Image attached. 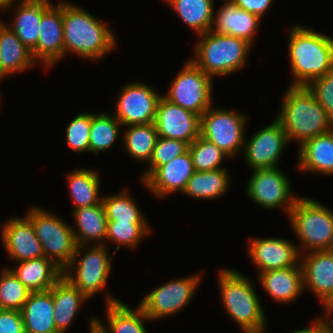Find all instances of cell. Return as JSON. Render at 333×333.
Returning a JSON list of instances; mask_svg holds the SVG:
<instances>
[{
	"instance_id": "cell-1",
	"label": "cell",
	"mask_w": 333,
	"mask_h": 333,
	"mask_svg": "<svg viewBox=\"0 0 333 333\" xmlns=\"http://www.w3.org/2000/svg\"><path fill=\"white\" fill-rule=\"evenodd\" d=\"M109 25L75 4L63 1V36L65 54L98 61L111 53L117 45Z\"/></svg>"
},
{
	"instance_id": "cell-2",
	"label": "cell",
	"mask_w": 333,
	"mask_h": 333,
	"mask_svg": "<svg viewBox=\"0 0 333 333\" xmlns=\"http://www.w3.org/2000/svg\"><path fill=\"white\" fill-rule=\"evenodd\" d=\"M290 86H307L333 71V37L302 25L289 29Z\"/></svg>"
},
{
	"instance_id": "cell-3",
	"label": "cell",
	"mask_w": 333,
	"mask_h": 333,
	"mask_svg": "<svg viewBox=\"0 0 333 333\" xmlns=\"http://www.w3.org/2000/svg\"><path fill=\"white\" fill-rule=\"evenodd\" d=\"M281 101L276 119L289 142L297 141L300 147L305 141L331 131L332 119L306 86H289Z\"/></svg>"
},
{
	"instance_id": "cell-4",
	"label": "cell",
	"mask_w": 333,
	"mask_h": 333,
	"mask_svg": "<svg viewBox=\"0 0 333 333\" xmlns=\"http://www.w3.org/2000/svg\"><path fill=\"white\" fill-rule=\"evenodd\" d=\"M217 278L223 308L242 333L265 332L266 313L251 279L231 268L220 269Z\"/></svg>"
},
{
	"instance_id": "cell-5",
	"label": "cell",
	"mask_w": 333,
	"mask_h": 333,
	"mask_svg": "<svg viewBox=\"0 0 333 333\" xmlns=\"http://www.w3.org/2000/svg\"><path fill=\"white\" fill-rule=\"evenodd\" d=\"M194 56L190 59L207 75L225 77L247 64L253 47L246 40L234 36L207 31L198 35Z\"/></svg>"
},
{
	"instance_id": "cell-6",
	"label": "cell",
	"mask_w": 333,
	"mask_h": 333,
	"mask_svg": "<svg viewBox=\"0 0 333 333\" xmlns=\"http://www.w3.org/2000/svg\"><path fill=\"white\" fill-rule=\"evenodd\" d=\"M300 254L333 248V211L321 202L299 197L289 215Z\"/></svg>"
},
{
	"instance_id": "cell-7",
	"label": "cell",
	"mask_w": 333,
	"mask_h": 333,
	"mask_svg": "<svg viewBox=\"0 0 333 333\" xmlns=\"http://www.w3.org/2000/svg\"><path fill=\"white\" fill-rule=\"evenodd\" d=\"M91 246V247H90ZM77 245L74 257L63 270V277L78 288L89 300L106 290L113 257L106 244ZM87 251L81 257V251ZM80 256V257H79Z\"/></svg>"
},
{
	"instance_id": "cell-8",
	"label": "cell",
	"mask_w": 333,
	"mask_h": 333,
	"mask_svg": "<svg viewBox=\"0 0 333 333\" xmlns=\"http://www.w3.org/2000/svg\"><path fill=\"white\" fill-rule=\"evenodd\" d=\"M56 215L42 207L31 206L25 216L33 225L45 257L63 271L72 261L77 244L72 225Z\"/></svg>"
},
{
	"instance_id": "cell-9",
	"label": "cell",
	"mask_w": 333,
	"mask_h": 333,
	"mask_svg": "<svg viewBox=\"0 0 333 333\" xmlns=\"http://www.w3.org/2000/svg\"><path fill=\"white\" fill-rule=\"evenodd\" d=\"M247 116L238 111L211 106L200 116V136L213 142L229 158L243 152Z\"/></svg>"
},
{
	"instance_id": "cell-10",
	"label": "cell",
	"mask_w": 333,
	"mask_h": 333,
	"mask_svg": "<svg viewBox=\"0 0 333 333\" xmlns=\"http://www.w3.org/2000/svg\"><path fill=\"white\" fill-rule=\"evenodd\" d=\"M213 78L190 58L162 94L168 101L201 116L213 103Z\"/></svg>"
},
{
	"instance_id": "cell-11",
	"label": "cell",
	"mask_w": 333,
	"mask_h": 333,
	"mask_svg": "<svg viewBox=\"0 0 333 333\" xmlns=\"http://www.w3.org/2000/svg\"><path fill=\"white\" fill-rule=\"evenodd\" d=\"M202 275L203 271L185 278L170 280L146 294L138 305L151 321L174 315L193 300Z\"/></svg>"
},
{
	"instance_id": "cell-12",
	"label": "cell",
	"mask_w": 333,
	"mask_h": 333,
	"mask_svg": "<svg viewBox=\"0 0 333 333\" xmlns=\"http://www.w3.org/2000/svg\"><path fill=\"white\" fill-rule=\"evenodd\" d=\"M290 180L279 167L253 170L248 180L246 195L262 208H281L287 217L300 197L295 195ZM292 189V190H291Z\"/></svg>"
},
{
	"instance_id": "cell-13",
	"label": "cell",
	"mask_w": 333,
	"mask_h": 333,
	"mask_svg": "<svg viewBox=\"0 0 333 333\" xmlns=\"http://www.w3.org/2000/svg\"><path fill=\"white\" fill-rule=\"evenodd\" d=\"M162 93L144 82H128L116 97L114 116L122 126L154 122Z\"/></svg>"
},
{
	"instance_id": "cell-14",
	"label": "cell",
	"mask_w": 333,
	"mask_h": 333,
	"mask_svg": "<svg viewBox=\"0 0 333 333\" xmlns=\"http://www.w3.org/2000/svg\"><path fill=\"white\" fill-rule=\"evenodd\" d=\"M289 143L281 123L275 120L258 130L248 140L245 138L243 154L251 170L278 167L280 157Z\"/></svg>"
},
{
	"instance_id": "cell-15",
	"label": "cell",
	"mask_w": 333,
	"mask_h": 333,
	"mask_svg": "<svg viewBox=\"0 0 333 333\" xmlns=\"http://www.w3.org/2000/svg\"><path fill=\"white\" fill-rule=\"evenodd\" d=\"M246 250L259 274L295 267L300 263L297 245L285 238L251 237Z\"/></svg>"
},
{
	"instance_id": "cell-16",
	"label": "cell",
	"mask_w": 333,
	"mask_h": 333,
	"mask_svg": "<svg viewBox=\"0 0 333 333\" xmlns=\"http://www.w3.org/2000/svg\"><path fill=\"white\" fill-rule=\"evenodd\" d=\"M300 264L304 290L312 291L324 312H329L333 308V253L330 250L303 253Z\"/></svg>"
},
{
	"instance_id": "cell-17",
	"label": "cell",
	"mask_w": 333,
	"mask_h": 333,
	"mask_svg": "<svg viewBox=\"0 0 333 333\" xmlns=\"http://www.w3.org/2000/svg\"><path fill=\"white\" fill-rule=\"evenodd\" d=\"M33 59L45 68L64 58L63 1L50 5L42 14L39 39L31 51Z\"/></svg>"
},
{
	"instance_id": "cell-18",
	"label": "cell",
	"mask_w": 333,
	"mask_h": 333,
	"mask_svg": "<svg viewBox=\"0 0 333 333\" xmlns=\"http://www.w3.org/2000/svg\"><path fill=\"white\" fill-rule=\"evenodd\" d=\"M154 124L159 137L181 140L188 145L200 136V116L163 95L157 104Z\"/></svg>"
},
{
	"instance_id": "cell-19",
	"label": "cell",
	"mask_w": 333,
	"mask_h": 333,
	"mask_svg": "<svg viewBox=\"0 0 333 333\" xmlns=\"http://www.w3.org/2000/svg\"><path fill=\"white\" fill-rule=\"evenodd\" d=\"M3 246L15 262L45 257L31 221L26 217H13L2 225Z\"/></svg>"
},
{
	"instance_id": "cell-20",
	"label": "cell",
	"mask_w": 333,
	"mask_h": 333,
	"mask_svg": "<svg viewBox=\"0 0 333 333\" xmlns=\"http://www.w3.org/2000/svg\"><path fill=\"white\" fill-rule=\"evenodd\" d=\"M195 172L189 150L167 164L159 166L142 185L157 198L183 192Z\"/></svg>"
},
{
	"instance_id": "cell-21",
	"label": "cell",
	"mask_w": 333,
	"mask_h": 333,
	"mask_svg": "<svg viewBox=\"0 0 333 333\" xmlns=\"http://www.w3.org/2000/svg\"><path fill=\"white\" fill-rule=\"evenodd\" d=\"M105 293V318L108 326L96 317L95 333H147L144 323L151 320L139 305L136 309H131L107 290Z\"/></svg>"
},
{
	"instance_id": "cell-22",
	"label": "cell",
	"mask_w": 333,
	"mask_h": 333,
	"mask_svg": "<svg viewBox=\"0 0 333 333\" xmlns=\"http://www.w3.org/2000/svg\"><path fill=\"white\" fill-rule=\"evenodd\" d=\"M223 3L217 9V13L214 14L211 31L217 34L241 38L253 45L261 18L244 9H240L232 0H223Z\"/></svg>"
},
{
	"instance_id": "cell-23",
	"label": "cell",
	"mask_w": 333,
	"mask_h": 333,
	"mask_svg": "<svg viewBox=\"0 0 333 333\" xmlns=\"http://www.w3.org/2000/svg\"><path fill=\"white\" fill-rule=\"evenodd\" d=\"M14 0L4 11L15 8L11 25L6 24L31 51L39 39L40 22L43 12L52 4L51 0ZM16 4V5H15Z\"/></svg>"
},
{
	"instance_id": "cell-24",
	"label": "cell",
	"mask_w": 333,
	"mask_h": 333,
	"mask_svg": "<svg viewBox=\"0 0 333 333\" xmlns=\"http://www.w3.org/2000/svg\"><path fill=\"white\" fill-rule=\"evenodd\" d=\"M258 281L268 296L277 303L289 304L304 291L303 270L295 267L270 270L258 274Z\"/></svg>"
},
{
	"instance_id": "cell-25",
	"label": "cell",
	"mask_w": 333,
	"mask_h": 333,
	"mask_svg": "<svg viewBox=\"0 0 333 333\" xmlns=\"http://www.w3.org/2000/svg\"><path fill=\"white\" fill-rule=\"evenodd\" d=\"M300 171L333 176V132L332 130L305 141L298 152Z\"/></svg>"
},
{
	"instance_id": "cell-26",
	"label": "cell",
	"mask_w": 333,
	"mask_h": 333,
	"mask_svg": "<svg viewBox=\"0 0 333 333\" xmlns=\"http://www.w3.org/2000/svg\"><path fill=\"white\" fill-rule=\"evenodd\" d=\"M35 65L31 50L0 20V75L5 79Z\"/></svg>"
},
{
	"instance_id": "cell-27",
	"label": "cell",
	"mask_w": 333,
	"mask_h": 333,
	"mask_svg": "<svg viewBox=\"0 0 333 333\" xmlns=\"http://www.w3.org/2000/svg\"><path fill=\"white\" fill-rule=\"evenodd\" d=\"M54 306V322L59 333H67L78 310L88 298L63 276L49 289Z\"/></svg>"
},
{
	"instance_id": "cell-28",
	"label": "cell",
	"mask_w": 333,
	"mask_h": 333,
	"mask_svg": "<svg viewBox=\"0 0 333 333\" xmlns=\"http://www.w3.org/2000/svg\"><path fill=\"white\" fill-rule=\"evenodd\" d=\"M15 264L10 269L31 292L48 291L63 275V271L46 257Z\"/></svg>"
},
{
	"instance_id": "cell-29",
	"label": "cell",
	"mask_w": 333,
	"mask_h": 333,
	"mask_svg": "<svg viewBox=\"0 0 333 333\" xmlns=\"http://www.w3.org/2000/svg\"><path fill=\"white\" fill-rule=\"evenodd\" d=\"M75 226H72L77 245L90 242L105 244L108 220L103 203L72 210ZM77 229V230H76Z\"/></svg>"
},
{
	"instance_id": "cell-30",
	"label": "cell",
	"mask_w": 333,
	"mask_h": 333,
	"mask_svg": "<svg viewBox=\"0 0 333 333\" xmlns=\"http://www.w3.org/2000/svg\"><path fill=\"white\" fill-rule=\"evenodd\" d=\"M52 293L31 292L20 310L26 333H59L54 322Z\"/></svg>"
},
{
	"instance_id": "cell-31",
	"label": "cell",
	"mask_w": 333,
	"mask_h": 333,
	"mask_svg": "<svg viewBox=\"0 0 333 333\" xmlns=\"http://www.w3.org/2000/svg\"><path fill=\"white\" fill-rule=\"evenodd\" d=\"M66 179L70 199L74 202L73 210L102 203L99 171L77 168L70 171Z\"/></svg>"
},
{
	"instance_id": "cell-32",
	"label": "cell",
	"mask_w": 333,
	"mask_h": 333,
	"mask_svg": "<svg viewBox=\"0 0 333 333\" xmlns=\"http://www.w3.org/2000/svg\"><path fill=\"white\" fill-rule=\"evenodd\" d=\"M214 1L164 0L197 35L204 34L212 29L214 14L216 13Z\"/></svg>"
},
{
	"instance_id": "cell-33",
	"label": "cell",
	"mask_w": 333,
	"mask_h": 333,
	"mask_svg": "<svg viewBox=\"0 0 333 333\" xmlns=\"http://www.w3.org/2000/svg\"><path fill=\"white\" fill-rule=\"evenodd\" d=\"M230 178L227 168L195 171L182 193L201 200H213L227 193Z\"/></svg>"
},
{
	"instance_id": "cell-34",
	"label": "cell",
	"mask_w": 333,
	"mask_h": 333,
	"mask_svg": "<svg viewBox=\"0 0 333 333\" xmlns=\"http://www.w3.org/2000/svg\"><path fill=\"white\" fill-rule=\"evenodd\" d=\"M125 128L127 129L121 138L123 147L133 159L148 163L159 137L154 122Z\"/></svg>"
},
{
	"instance_id": "cell-35",
	"label": "cell",
	"mask_w": 333,
	"mask_h": 333,
	"mask_svg": "<svg viewBox=\"0 0 333 333\" xmlns=\"http://www.w3.org/2000/svg\"><path fill=\"white\" fill-rule=\"evenodd\" d=\"M121 127L122 124L113 113H92L90 152L98 155L111 149L118 140Z\"/></svg>"
},
{
	"instance_id": "cell-36",
	"label": "cell",
	"mask_w": 333,
	"mask_h": 333,
	"mask_svg": "<svg viewBox=\"0 0 333 333\" xmlns=\"http://www.w3.org/2000/svg\"><path fill=\"white\" fill-rule=\"evenodd\" d=\"M129 190H122L115 194L104 195L102 203L108 221L119 222H147L144 213L134 201Z\"/></svg>"
},
{
	"instance_id": "cell-37",
	"label": "cell",
	"mask_w": 333,
	"mask_h": 333,
	"mask_svg": "<svg viewBox=\"0 0 333 333\" xmlns=\"http://www.w3.org/2000/svg\"><path fill=\"white\" fill-rule=\"evenodd\" d=\"M151 232L148 222L108 221L105 243L107 241L117 244L115 250L122 246L134 249Z\"/></svg>"
},
{
	"instance_id": "cell-38",
	"label": "cell",
	"mask_w": 333,
	"mask_h": 333,
	"mask_svg": "<svg viewBox=\"0 0 333 333\" xmlns=\"http://www.w3.org/2000/svg\"><path fill=\"white\" fill-rule=\"evenodd\" d=\"M195 171H211L225 168L221 162L226 155L213 142L199 136L188 147Z\"/></svg>"
},
{
	"instance_id": "cell-39",
	"label": "cell",
	"mask_w": 333,
	"mask_h": 333,
	"mask_svg": "<svg viewBox=\"0 0 333 333\" xmlns=\"http://www.w3.org/2000/svg\"><path fill=\"white\" fill-rule=\"evenodd\" d=\"M0 309L20 311L31 291L17 278L10 267L1 271Z\"/></svg>"
},
{
	"instance_id": "cell-40",
	"label": "cell",
	"mask_w": 333,
	"mask_h": 333,
	"mask_svg": "<svg viewBox=\"0 0 333 333\" xmlns=\"http://www.w3.org/2000/svg\"><path fill=\"white\" fill-rule=\"evenodd\" d=\"M189 145L181 140L158 137L148 168L141 175L144 182L159 166L167 164L177 156L184 154Z\"/></svg>"
},
{
	"instance_id": "cell-41",
	"label": "cell",
	"mask_w": 333,
	"mask_h": 333,
	"mask_svg": "<svg viewBox=\"0 0 333 333\" xmlns=\"http://www.w3.org/2000/svg\"><path fill=\"white\" fill-rule=\"evenodd\" d=\"M92 112L79 113L66 128V143L77 153L90 152V129Z\"/></svg>"
},
{
	"instance_id": "cell-42",
	"label": "cell",
	"mask_w": 333,
	"mask_h": 333,
	"mask_svg": "<svg viewBox=\"0 0 333 333\" xmlns=\"http://www.w3.org/2000/svg\"><path fill=\"white\" fill-rule=\"evenodd\" d=\"M306 87L333 121V71L316 78Z\"/></svg>"
},
{
	"instance_id": "cell-43",
	"label": "cell",
	"mask_w": 333,
	"mask_h": 333,
	"mask_svg": "<svg viewBox=\"0 0 333 333\" xmlns=\"http://www.w3.org/2000/svg\"><path fill=\"white\" fill-rule=\"evenodd\" d=\"M0 333H26L21 311L0 309Z\"/></svg>"
},
{
	"instance_id": "cell-44",
	"label": "cell",
	"mask_w": 333,
	"mask_h": 333,
	"mask_svg": "<svg viewBox=\"0 0 333 333\" xmlns=\"http://www.w3.org/2000/svg\"><path fill=\"white\" fill-rule=\"evenodd\" d=\"M237 7L253 13L260 18L271 8L273 0H232Z\"/></svg>"
},
{
	"instance_id": "cell-45",
	"label": "cell",
	"mask_w": 333,
	"mask_h": 333,
	"mask_svg": "<svg viewBox=\"0 0 333 333\" xmlns=\"http://www.w3.org/2000/svg\"><path fill=\"white\" fill-rule=\"evenodd\" d=\"M289 333H322V317L318 316L310 327L291 331Z\"/></svg>"
},
{
	"instance_id": "cell-46",
	"label": "cell",
	"mask_w": 333,
	"mask_h": 333,
	"mask_svg": "<svg viewBox=\"0 0 333 333\" xmlns=\"http://www.w3.org/2000/svg\"><path fill=\"white\" fill-rule=\"evenodd\" d=\"M324 314L326 316L325 319L322 317V333H333V313L324 312Z\"/></svg>"
},
{
	"instance_id": "cell-47",
	"label": "cell",
	"mask_w": 333,
	"mask_h": 333,
	"mask_svg": "<svg viewBox=\"0 0 333 333\" xmlns=\"http://www.w3.org/2000/svg\"><path fill=\"white\" fill-rule=\"evenodd\" d=\"M89 331L90 333H95V328H96V317L95 316H92L90 315V318H89Z\"/></svg>"
},
{
	"instance_id": "cell-48",
	"label": "cell",
	"mask_w": 333,
	"mask_h": 333,
	"mask_svg": "<svg viewBox=\"0 0 333 333\" xmlns=\"http://www.w3.org/2000/svg\"><path fill=\"white\" fill-rule=\"evenodd\" d=\"M14 0H0V9L5 10Z\"/></svg>"
}]
</instances>
